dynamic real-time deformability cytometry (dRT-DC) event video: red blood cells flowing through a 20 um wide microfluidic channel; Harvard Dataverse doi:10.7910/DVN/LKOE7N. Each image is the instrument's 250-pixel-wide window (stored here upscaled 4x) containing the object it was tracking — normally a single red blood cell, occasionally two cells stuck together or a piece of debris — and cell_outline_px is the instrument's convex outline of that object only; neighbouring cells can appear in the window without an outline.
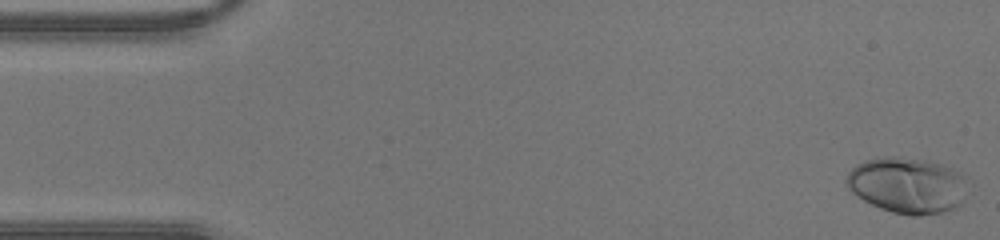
{"species": "human", "species_latin": "Homo sapiens", "temperature_condition": "warm", "stored_images_in_passage": 43, "camera_frame_rate_fps": 3000, "um_per_image_px": 0.085, "donor": {"sex": "male"}, "frame": {"image": 1, "passage_image": 1, "time_ms": 0.0, "image_size_px": [1000, 240], "cell_outline_px": [[964, 200], [956, 208], [944, 212], [920, 216], [912, 216], [892, 212], [880, 208], [864, 200], [852, 192], [848, 188], [844, 180], [848, 172], [856, 164], [864, 160], [884, 156], [896, 156], [924, 160], [940, 164], [960, 172], [964, 176]], "centroid_in_image_um": [77.09, 15.75], "position_along_channel_um": 7.9, "area_um2": 39.59}}
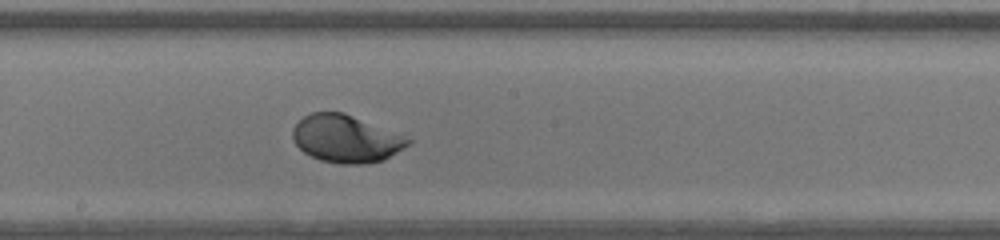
{"frame": {"image": 2, "passage_image": 23, "time_ms": 7.333, "image_size_px": [1000, 240], "cell_outline_px": [[412, 140], [408, 144], [384, 160], [368, 164], [340, 164], [320, 160], [304, 152], [296, 144], [292, 136], [292, 128], [304, 116], [312, 112], [344, 112]], "centroid_in_image_um": [29.35, 11.8], "position_along_channel_um": 218.8, "area_um2": 31.44}}
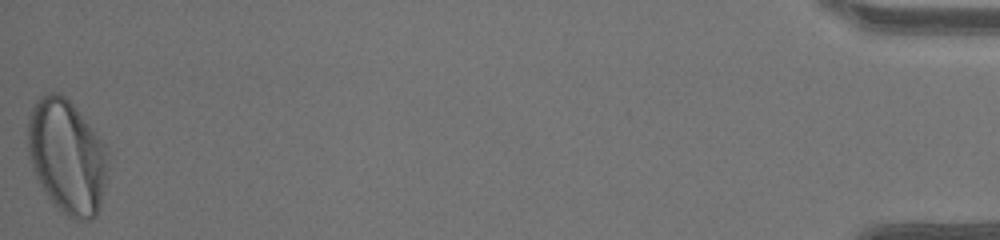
{"frame": {"image": 3, "passage_image": 43, "time_ms": 14.0, "image_size_px": [1000, 240], "cell_outline_px": [[108, 176], [100, 208], [96, 216], [92, 220], [76, 220], [60, 212], [56, 208], [40, 184], [32, 168], [28, 156], [28, 116], [36, 100], [44, 92], [56, 92], [64, 96], [76, 108], [92, 128], [104, 144], [108, 152]], "centroid_in_image_um": [5.7, 13.33], "position_along_channel_um": 429.5, "area_um2": 53.75}}